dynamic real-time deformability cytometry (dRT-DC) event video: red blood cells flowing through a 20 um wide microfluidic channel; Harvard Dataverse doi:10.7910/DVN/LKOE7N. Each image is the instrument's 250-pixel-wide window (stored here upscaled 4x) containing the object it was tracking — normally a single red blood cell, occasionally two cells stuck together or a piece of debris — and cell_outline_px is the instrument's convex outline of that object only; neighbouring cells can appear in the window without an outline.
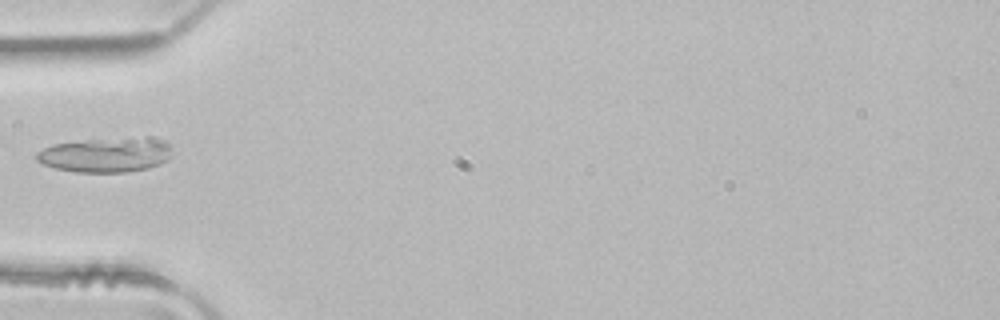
{"species": "common noctule bat (a hibernating species)", "species_latin": "Nyctalus noctula", "temperature_condition": "room temperature", "stored_images_in_passage": 1, "camera_frame_rate_fps": 3000, "um_per_image_px": 0.085, "animal": {"sex": "male", "body_mass_g": 21.5, "forearm_length_mm": 52.0}, "frame": {"image": 1, "passage_image": 1, "time_ms": 0.0, "image_size_px": [1000, 320], "cell_outline_px": [[172, 156], [168, 160], [160, 164], [148, 168], [124, 172], [76, 172], [56, 168], [44, 164], [36, 160], [36, 152], [52, 144], [88, 140], [144, 136], [152, 136], [164, 140], [172, 148]], "centroid_in_image_um": [9.07, 13.14], "position_along_channel_um": 75.9, "area_um2": 27.74}}